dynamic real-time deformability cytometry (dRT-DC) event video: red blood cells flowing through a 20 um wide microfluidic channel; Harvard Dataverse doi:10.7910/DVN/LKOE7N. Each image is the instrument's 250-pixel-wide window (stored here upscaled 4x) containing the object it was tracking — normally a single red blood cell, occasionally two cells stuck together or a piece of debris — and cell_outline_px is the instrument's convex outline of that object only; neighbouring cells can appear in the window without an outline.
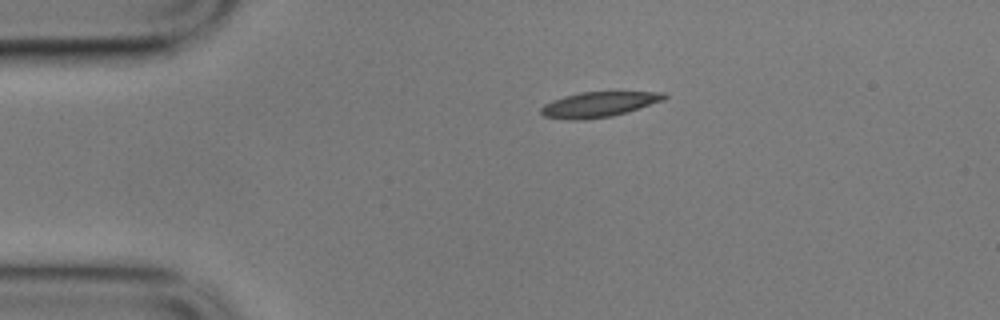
{"species": "common noctule bat (a hibernating species)", "species_latin": "Nyctalus noctula", "temperature_condition": "cold", "stored_images_in_passage": 9, "camera_frame_rate_fps": 3000, "um_per_image_px": 0.085, "animal": {"sex": "male", "body_mass_g": 17.9}, "frame": {"image": 1, "passage_image": 1, "time_ms": 0.0, "image_size_px": [1000, 320], "cell_outline_px": [[668, 96], [664, 100], [612, 116], [584, 120], [568, 120], [544, 116], [540, 112], [540, 108], [544, 104], [552, 100], [564, 96], [580, 92], [664, 92]], "centroid_in_image_um": [50.85, 8.88], "position_along_channel_um": 34.1, "area_um2": 18.03}}
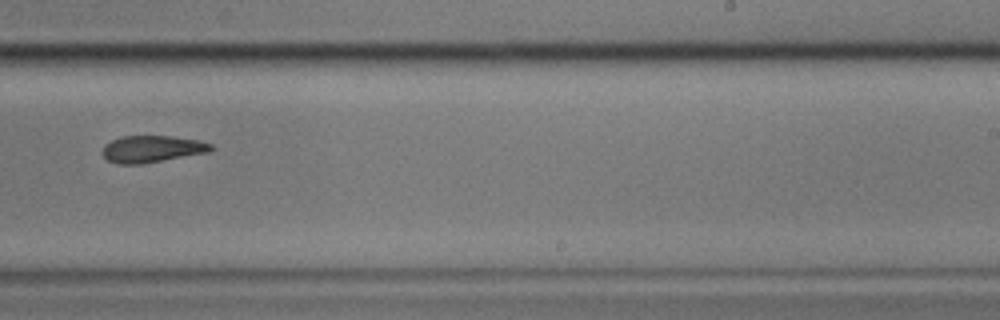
{"frame": {"image": 2, "passage_image": 8, "time_ms": 2.333, "image_size_px": [1000, 320], "cell_outline_px": [[216, 148], [212, 152], [140, 164], [116, 164], [108, 160], [100, 152], [104, 144], [112, 140], [124, 136], [172, 136], [196, 140], [212, 144]], "centroid_in_image_um": [12.93, 12.67], "position_along_channel_um": 276.1, "area_um2": 17.17}}
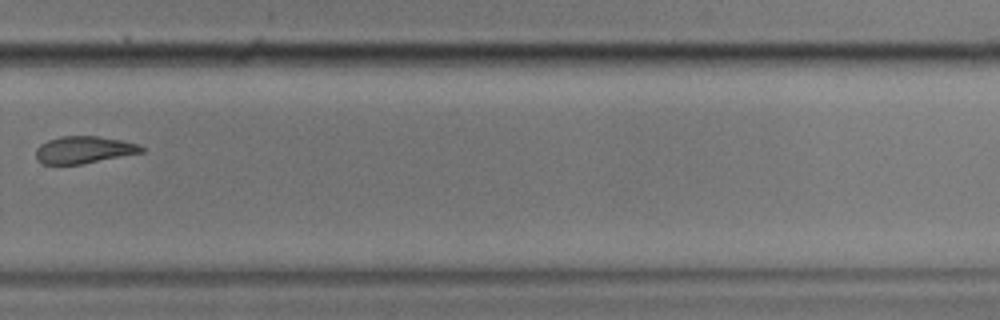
{"frame": {"image": 3, "passage_image": 9, "time_ms": 2.667, "image_size_px": [1000, 320], "cell_outline_px": [[144, 152], [80, 164], [40, 164], [36, 160], [36, 148], [40, 144], [48, 140], [60, 136], [100, 136], [140, 144], [144, 148]], "centroid_in_image_um": [7.11, 12.73], "position_along_channel_um": 322.7, "area_um2": 16.76}}